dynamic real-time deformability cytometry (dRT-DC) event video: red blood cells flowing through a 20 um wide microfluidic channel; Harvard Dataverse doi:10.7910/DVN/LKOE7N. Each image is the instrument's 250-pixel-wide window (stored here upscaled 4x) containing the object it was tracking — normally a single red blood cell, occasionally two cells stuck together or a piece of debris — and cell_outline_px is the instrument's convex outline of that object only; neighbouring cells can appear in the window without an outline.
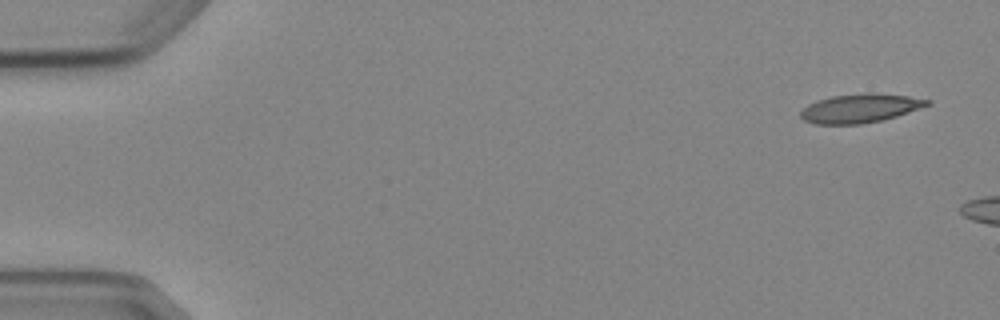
{"species": "Egyptian fruit bat (a non-hibernating species)", "species_latin": "Rousettus aegyptiacus", "temperature_condition": "cold", "stored_images_in_passage": 3, "camera_frame_rate_fps": 3000, "um_per_image_px": 0.085, "animal": {"sex": "female"}, "frame": {"image": 1, "passage_image": 1, "time_ms": 0.0, "image_size_px": [1000, 320], "cell_outline_px": [[932, 104], [884, 120], [860, 124], [816, 124], [804, 120], [800, 116], [800, 112], [808, 104], [816, 100], [832, 96], [864, 92], [872, 92], [908, 96], [932, 100]], "centroid_in_image_um": [73.12, 9.19], "position_along_channel_um": 11.9, "area_um2": 21.44}}